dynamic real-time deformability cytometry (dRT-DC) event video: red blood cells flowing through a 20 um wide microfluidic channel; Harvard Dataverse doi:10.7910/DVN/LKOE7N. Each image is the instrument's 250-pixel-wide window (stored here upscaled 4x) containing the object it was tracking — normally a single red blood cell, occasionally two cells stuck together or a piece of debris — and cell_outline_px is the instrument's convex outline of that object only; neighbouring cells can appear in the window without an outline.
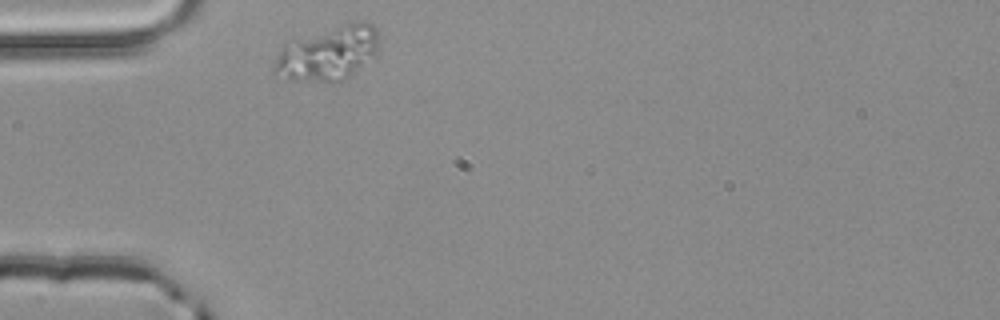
{"species": "common noctule bat (a hibernating species)", "species_latin": "Nyctalus noctula", "temperature_condition": "room temperature", "stored_images_in_passage": 1, "camera_frame_rate_fps": 3000, "um_per_image_px": 0.085, "animal": {"sex": "male", "body_mass_g": 20.4}, "frame": {"image": 1, "passage_image": 1, "time_ms": 0.0, "image_size_px": [1000, 320], "cell_outline_px": [[376, 56], [344, 80], [292, 80], [272, 76], [272, 68], [284, 44], [292, 36], [356, 20], [364, 20], [372, 24], [376, 28]], "centroid_in_image_um": [27.82, 4.47], "position_along_channel_um": 57.2, "area_um2": 33.76}}